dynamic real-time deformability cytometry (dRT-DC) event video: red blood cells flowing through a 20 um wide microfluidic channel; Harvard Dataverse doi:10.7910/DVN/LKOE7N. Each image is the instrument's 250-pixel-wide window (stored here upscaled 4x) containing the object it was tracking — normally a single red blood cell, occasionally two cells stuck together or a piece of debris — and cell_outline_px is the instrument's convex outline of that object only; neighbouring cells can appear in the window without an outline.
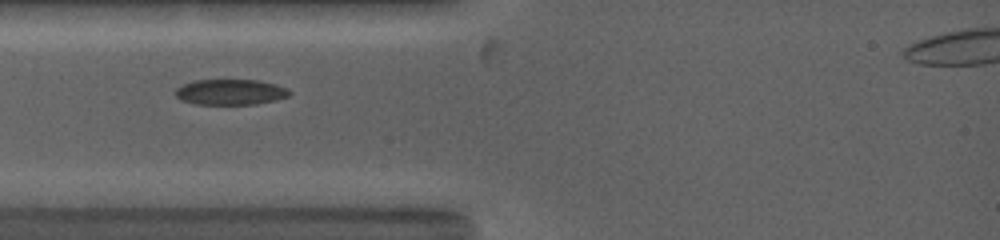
{"species": "common noctule bat (a hibernating species)", "species_latin": "Nyctalus noctula", "temperature_condition": "warm", "stored_images_in_passage": 27, "camera_frame_rate_fps": 5000, "um_per_image_px": 0.085, "animal": {"sex": "female", "body_mass_g": 19.0, "forearm_length_mm": 53.3}, "frame": {"image": 1, "passage_image": 1, "time_ms": 0.0, "image_size_px": [1000, 240], "cell_outline_px": [[292, 92], [288, 96], [276, 100], [256, 104], [196, 104], [180, 100], [176, 96], [176, 88], [184, 84], [196, 80], [260, 80], [276, 84], [288, 88]], "centroid_in_image_um": [19.62, 7.82], "position_along_channel_um": 65.4, "area_um2": 17.05}}
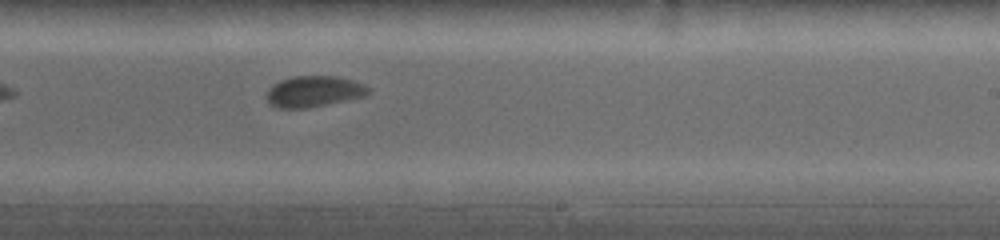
{"frame": {"image": 2, "passage_image": 12, "time_ms": 5.0, "image_size_px": [1000, 240], "cell_outline_px": [[372, 92], [364, 96], [308, 108], [276, 108], [268, 104], [268, 88], [280, 80], [292, 76], [336, 76], [352, 80], [368, 88]], "centroid_in_image_um": [26.64, 7.78], "position_along_channel_um": 262.4, "area_um2": 18.26}}